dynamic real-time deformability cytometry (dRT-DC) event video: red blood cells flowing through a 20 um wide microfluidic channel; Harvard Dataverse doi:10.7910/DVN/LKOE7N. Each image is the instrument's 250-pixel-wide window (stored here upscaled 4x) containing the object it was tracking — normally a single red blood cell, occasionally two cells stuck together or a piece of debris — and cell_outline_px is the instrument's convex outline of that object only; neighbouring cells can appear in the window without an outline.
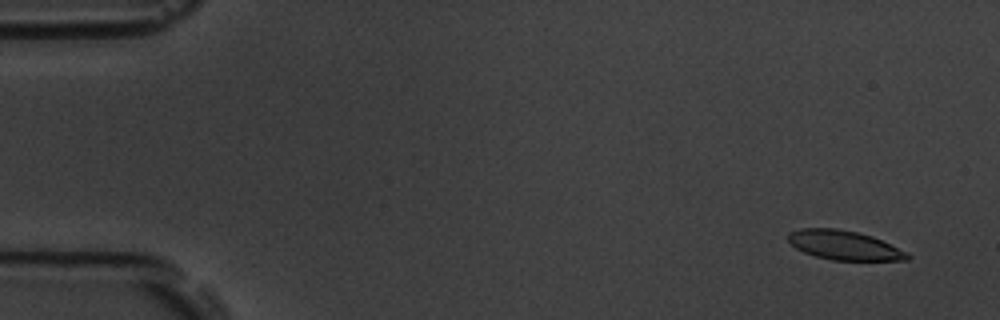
{"species": "common noctule bat (a hibernating species)", "species_latin": "Nyctalus noctula", "temperature_condition": "room temperature", "stored_images_in_passage": 5, "camera_frame_rate_fps": 3000, "um_per_image_px": 0.085, "animal": {"sex": "male", "body_mass_g": 19.5, "forearm_length_mm": 54.6}, "frame": {"image": 1, "passage_image": 1, "time_ms": 0.0, "image_size_px": [1000, 320], "cell_outline_px": [[912, 256], [908, 260], [832, 260], [816, 256], [804, 252], [796, 248], [788, 240], [788, 232], [800, 228], [836, 228], [856, 232], [872, 236], [908, 252]], "centroid_in_image_um": [71.76, 20.84], "position_along_channel_um": 13.2, "area_um2": 20.29}}
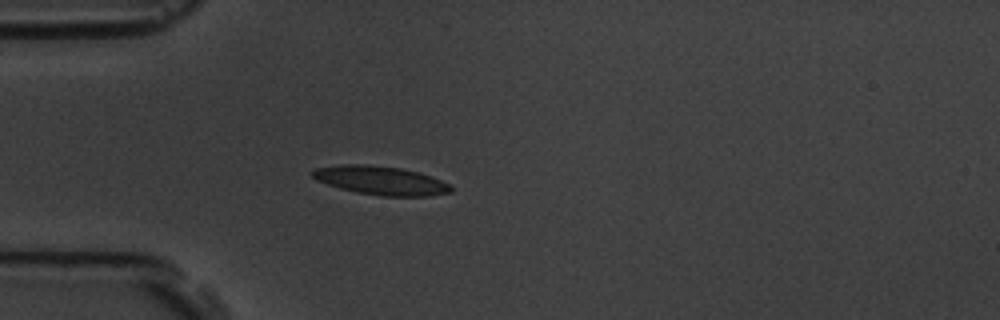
{"frame": {"image": 2, "passage_image": 4, "time_ms": 4.333, "image_size_px": [1000, 320], "cell_outline_px": [[452, 192], [428, 196], [380, 196], [356, 192], [340, 188], [316, 180], [308, 172], [316, 168], [340, 164], [368, 164], [400, 168], [420, 172], [432, 176], [448, 184], [452, 188]], "centroid_in_image_um": [32.34, 15.33], "position_along_channel_um": 52.7, "area_um2": 23.29}}